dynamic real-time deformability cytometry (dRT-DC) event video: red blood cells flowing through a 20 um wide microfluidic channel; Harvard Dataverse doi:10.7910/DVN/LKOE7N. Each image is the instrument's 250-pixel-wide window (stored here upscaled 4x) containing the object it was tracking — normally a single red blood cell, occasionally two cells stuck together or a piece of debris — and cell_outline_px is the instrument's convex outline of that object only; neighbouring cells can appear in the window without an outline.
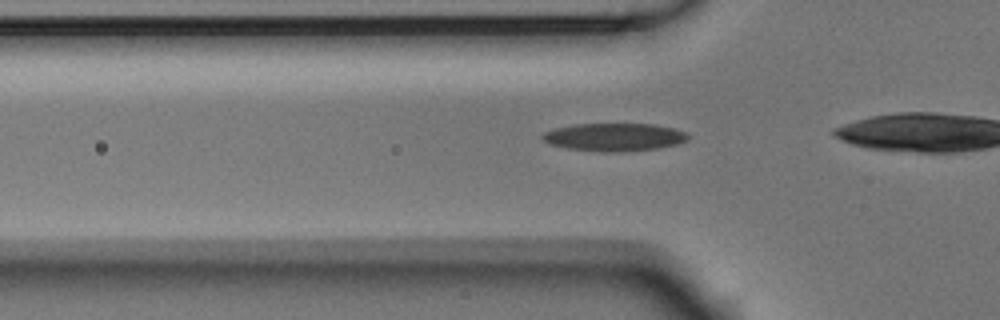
{"species": "Egyptian fruit bat (a non-hibernating species)", "species_latin": "Rousettus aegyptiacus", "temperature_condition": "room temperature", "stored_images_in_passage": 31, "camera_frame_rate_fps": 3000, "um_per_image_px": 0.085, "animal": {"sex": "male"}, "frame": {"image": 1, "passage_image": 6, "time_ms": 1.667, "image_size_px": [1000, 320], "cell_outline_px": [[692, 136], [688, 140], [676, 144], [656, 148], [616, 152], [604, 152], [568, 148], [548, 144], [540, 140], [540, 136], [544, 132], [556, 128], [576, 124], [652, 124], [672, 128], [688, 132]], "centroid_in_image_um": [52.2, 11.65], "position_along_channel_um": 73.6, "area_um2": 23.7}}
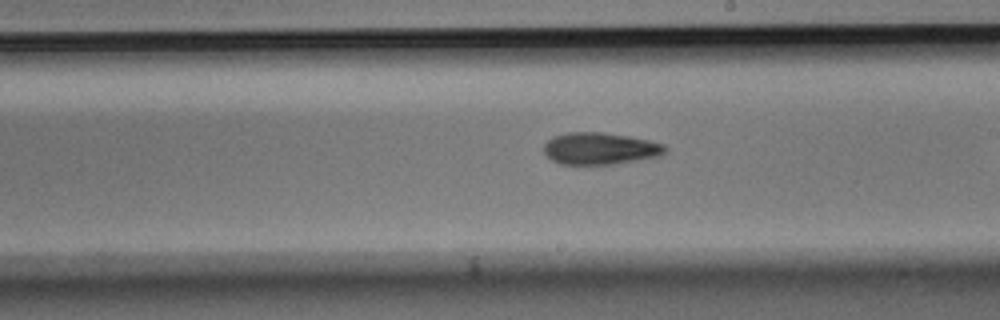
{"frame": {"image": 2, "passage_image": 19, "time_ms": 6.0, "image_size_px": [1000, 320], "cell_outline_px": [[668, 152], [660, 156], [612, 164], [560, 164], [552, 160], [544, 152], [544, 144], [552, 136], [568, 132], [600, 132], [628, 136], [648, 140], [664, 144], [668, 148]], "centroid_in_image_um": [51.02, 12.62], "position_along_channel_um": 238.0, "area_um2": 22.6}}
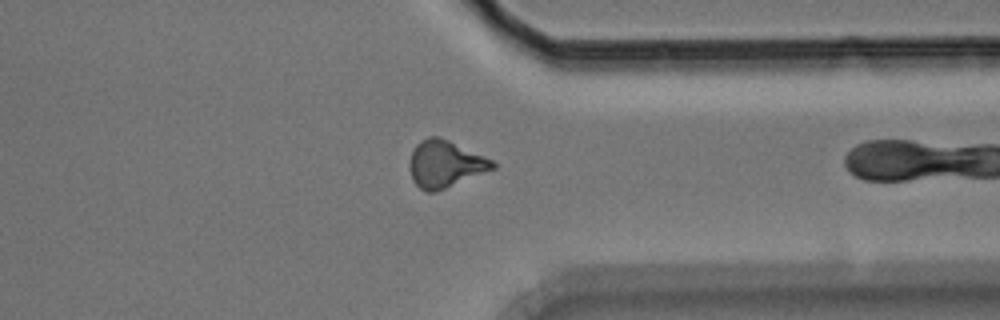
{"frame": {"image": 3, "passage_image": 30, "time_ms": 9.667, "image_size_px": [1000, 320], "cell_outline_px": [[496, 168], [436, 192], [428, 192], [420, 188], [412, 180], [408, 164], [412, 152], [416, 144], [420, 140], [428, 136], [440, 136], [484, 156], [492, 160], [496, 164]], "centroid_in_image_um": [37.81, 13.93], "position_along_channel_um": 373.6, "area_um2": 22.77}}